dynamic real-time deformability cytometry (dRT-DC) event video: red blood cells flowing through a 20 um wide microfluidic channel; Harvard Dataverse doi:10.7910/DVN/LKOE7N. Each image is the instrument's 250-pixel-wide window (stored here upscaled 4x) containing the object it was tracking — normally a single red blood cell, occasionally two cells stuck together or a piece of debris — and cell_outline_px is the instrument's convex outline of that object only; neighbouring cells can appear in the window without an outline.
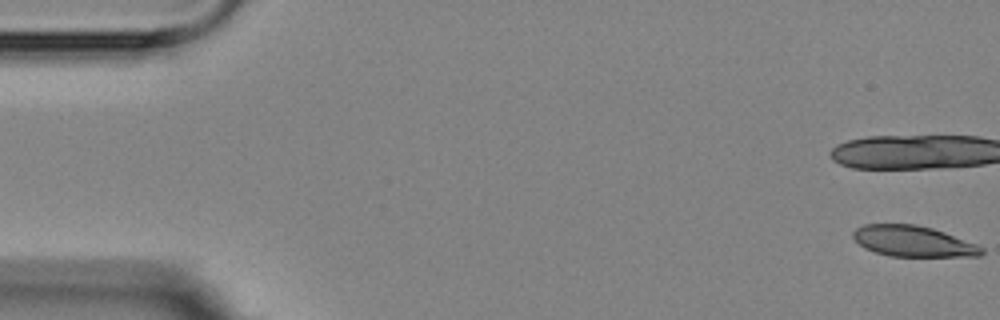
{"species": "Egyptian fruit bat (a non-hibernating species)", "species_latin": "Rousettus aegyptiacus", "temperature_condition": "room temperature", "stored_images_in_passage": 11, "camera_frame_rate_fps": 3000, "um_per_image_px": 0.085, "animal": {"sex": "female"}, "frame": {"image": 1, "passage_image": 1, "time_ms": 0.0, "image_size_px": [1000, 320], "cell_outline_px": [[984, 252], [980, 256], [892, 256], [876, 252], [864, 248], [852, 236], [852, 232], [856, 228], [864, 224], [916, 224], [932, 228], [944, 232], [976, 244], [984, 248]], "centroid_in_image_um": [77.61, 20.5], "position_along_channel_um": 7.4, "area_um2": 22.95}}